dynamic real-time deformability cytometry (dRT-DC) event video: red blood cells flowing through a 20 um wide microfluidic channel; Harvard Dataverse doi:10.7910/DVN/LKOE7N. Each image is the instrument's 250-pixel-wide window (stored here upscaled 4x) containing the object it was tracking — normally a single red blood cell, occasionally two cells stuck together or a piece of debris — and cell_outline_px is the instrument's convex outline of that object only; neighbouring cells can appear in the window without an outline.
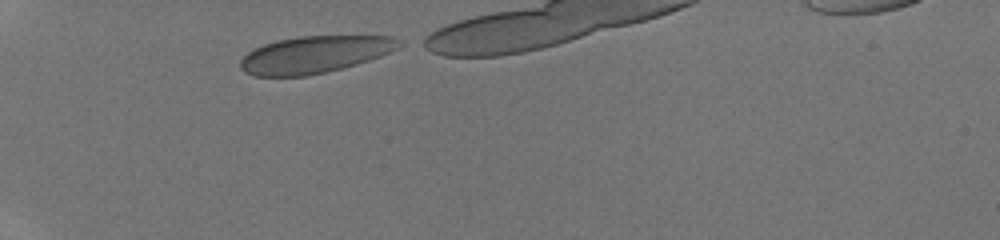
{"species": "human", "species_latin": "Homo sapiens", "temperature_condition": "room temperature", "stored_images_in_passage": 27, "camera_frame_rate_fps": 3000, "um_per_image_px": 0.085, "donor": {"sex": "male"}, "frame": {"image": 1, "passage_image": 1, "time_ms": 0.0, "image_size_px": [1000, 240], "cell_outline_px": [[404, 44], [380, 56], [356, 64], [324, 72], [304, 76], [252, 76], [244, 72], [240, 68], [240, 60], [248, 52], [264, 44], [276, 40], [300, 36], [392, 36], [400, 40]], "centroid_in_image_um": [26.71, 4.63], "position_along_channel_um": 58.3, "area_um2": 33.99}}
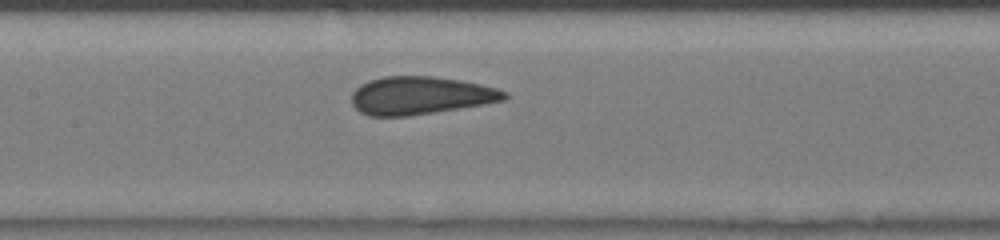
{"frame": {"image": 2, "passage_image": 10, "time_ms": 3.0, "image_size_px": [1000, 240], "cell_outline_px": [[508, 96], [504, 100], [484, 104], [408, 116], [368, 116], [360, 112], [352, 104], [352, 92], [360, 84], [368, 80], [384, 76], [432, 76], [460, 80], [480, 84], [496, 88], [508, 92]], "centroid_in_image_um": [35.71, 8.11], "position_along_channel_um": 171.7, "area_um2": 33.76}}
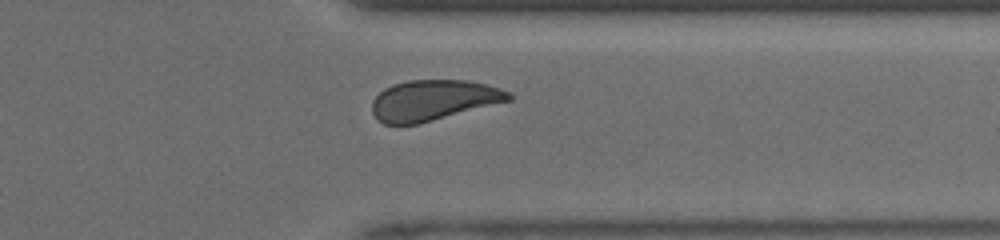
{"frame": {"image": 3, "passage_image": 23, "time_ms": 7.333, "image_size_px": [1000, 240], "cell_outline_px": [[512, 100], [416, 124], [384, 124], [376, 120], [372, 112], [372, 100], [384, 88], [392, 84], [408, 80], [468, 80], [500, 88], [508, 92], [512, 96]], "centroid_in_image_um": [36.8, 8.51], "position_along_channel_um": 374.6, "area_um2": 32.14}}